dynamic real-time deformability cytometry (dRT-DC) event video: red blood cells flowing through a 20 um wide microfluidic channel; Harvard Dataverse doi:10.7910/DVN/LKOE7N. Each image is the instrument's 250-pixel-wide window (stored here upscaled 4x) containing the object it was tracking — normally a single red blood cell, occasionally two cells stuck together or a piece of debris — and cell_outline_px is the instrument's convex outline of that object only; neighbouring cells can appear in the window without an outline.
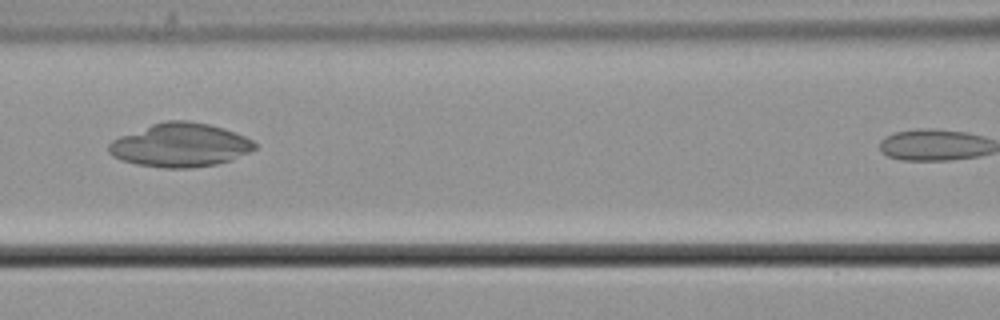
{"species": "common noctule bat (a hibernating species)", "species_latin": "Nyctalus noctula", "temperature_condition": "cold", "stored_images_in_passage": 7, "segment_of_instrument_passage": [1, 4], "camera_frame_rate_fps": 3000, "um_per_image_px": 0.085, "animal": {"sex": "male", "body_mass_g": 21.5, "forearm_length_mm": 52.0}, "frame": {"image": 1, "passage_image": 3, "time_ms": 0.667, "image_size_px": [1000, 320], "cell_outline_px": [[256, 148], [252, 152], [232, 160], [216, 164], [192, 168], [164, 168], [136, 164], [112, 156], [108, 152], [108, 144], [112, 140], [120, 136], [152, 124], [164, 120], [188, 120], [208, 124], [224, 128], [244, 136], [252, 140], [256, 144]], "centroid_in_image_um": [15.34, 12.34], "position_along_channel_um": 151.3, "area_um2": 37.28}}
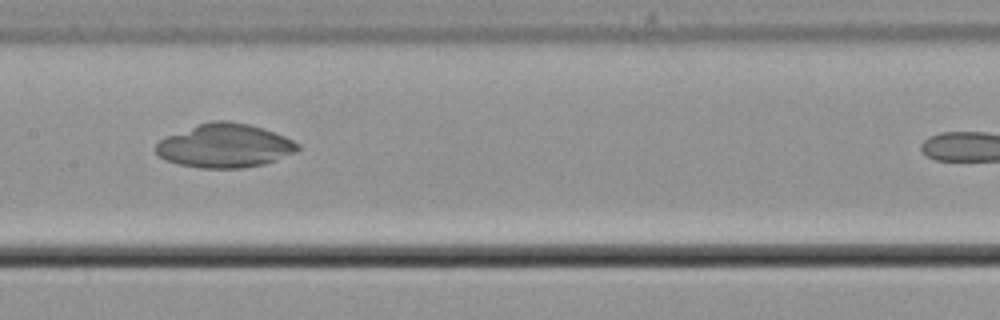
{"frame": {"image": 2, "passage_image": 4, "time_ms": 1.0, "image_size_px": [1000, 320], "cell_outline_px": [[300, 148], [296, 152], [276, 160], [264, 164], [244, 168], [200, 168], [180, 164], [164, 160], [156, 152], [156, 144], [160, 140], [168, 136], [196, 124], [212, 120], [228, 120], [248, 124], [264, 128], [284, 136], [300, 144]], "centroid_in_image_um": [19.12, 12.38], "position_along_channel_um": 188.3, "area_um2": 36.24}}